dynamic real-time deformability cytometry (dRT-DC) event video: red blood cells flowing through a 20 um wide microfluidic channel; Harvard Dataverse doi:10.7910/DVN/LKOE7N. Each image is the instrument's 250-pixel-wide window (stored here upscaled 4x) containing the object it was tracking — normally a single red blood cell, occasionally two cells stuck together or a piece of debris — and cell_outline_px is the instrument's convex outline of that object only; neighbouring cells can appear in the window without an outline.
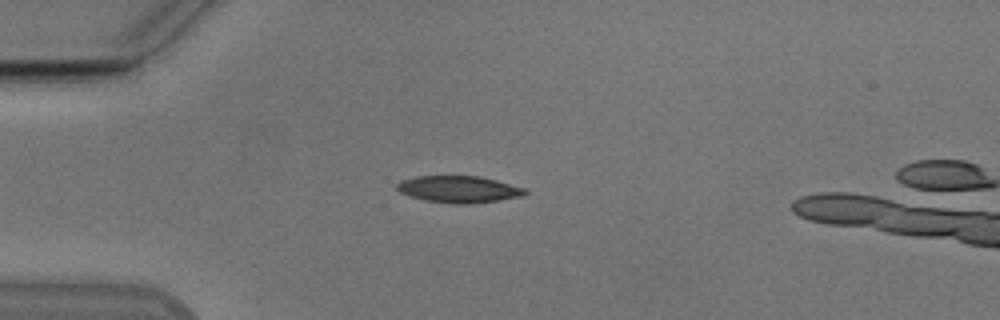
{"species": "Egyptian fruit bat (a non-hibernating species)", "species_latin": "Rousettus aegyptiacus", "temperature_condition": "cold", "stored_images_in_passage": 23, "camera_frame_rate_fps": 3000, "um_per_image_px": 0.085, "animal": {"sex": "male"}, "frame": {"image": 1, "passage_image": 5, "time_ms": 1.333, "image_size_px": [1000, 320], "cell_outline_px": [[528, 192], [524, 196], [468, 204], [456, 204], [428, 200], [412, 196], [400, 192], [396, 188], [396, 184], [400, 180], [416, 176], [480, 176], [496, 180], [524, 188]], "centroid_in_image_um": [39.0, 16.07], "position_along_channel_um": 46.0, "area_um2": 19.77}}
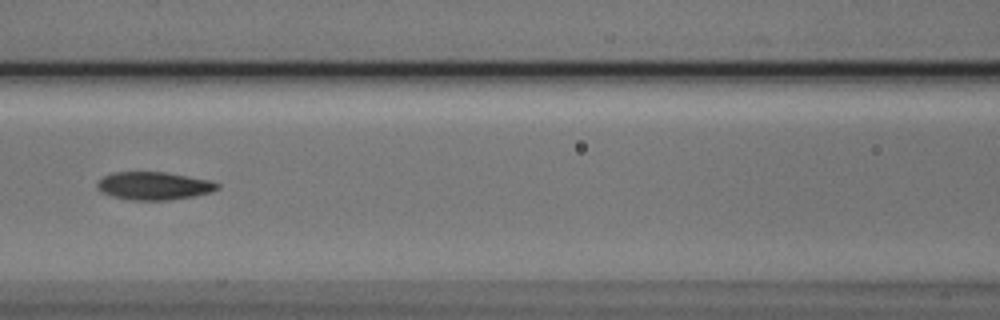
{"frame": {"image": 2, "passage_image": 15, "time_ms": 4.667, "image_size_px": [1000, 320], "cell_outline_px": [[220, 188], [212, 192], [192, 196], [168, 200], [128, 200], [112, 196], [96, 188], [96, 184], [104, 176], [112, 172], [164, 172], [212, 180], [220, 184]], "centroid_in_image_um": [13.11, 15.79], "position_along_channel_um": 153.5, "area_um2": 19.59}}
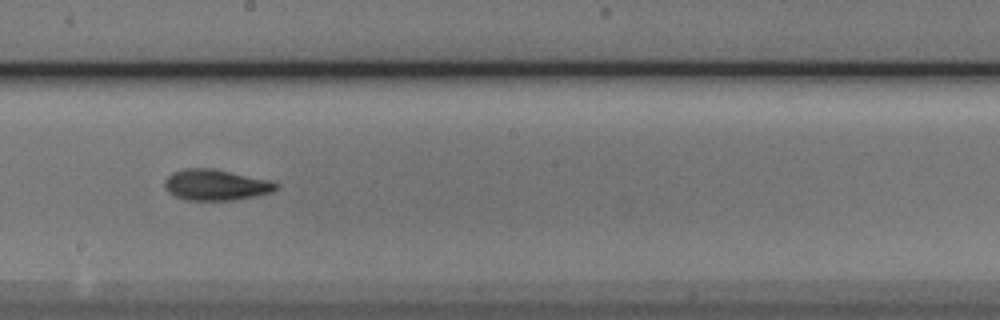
{"frame": {"image": 3, "passage_image": 21, "time_ms": 6.667, "image_size_px": [1000, 320], "cell_outline_px": [[280, 184], [272, 192], [256, 196], [236, 200], [184, 200], [168, 192], [164, 188], [164, 180], [172, 172], [184, 168], [212, 168], [268, 180]], "centroid_in_image_um": [18.31, 15.72], "position_along_channel_um": 229.9, "area_um2": 20.11}}